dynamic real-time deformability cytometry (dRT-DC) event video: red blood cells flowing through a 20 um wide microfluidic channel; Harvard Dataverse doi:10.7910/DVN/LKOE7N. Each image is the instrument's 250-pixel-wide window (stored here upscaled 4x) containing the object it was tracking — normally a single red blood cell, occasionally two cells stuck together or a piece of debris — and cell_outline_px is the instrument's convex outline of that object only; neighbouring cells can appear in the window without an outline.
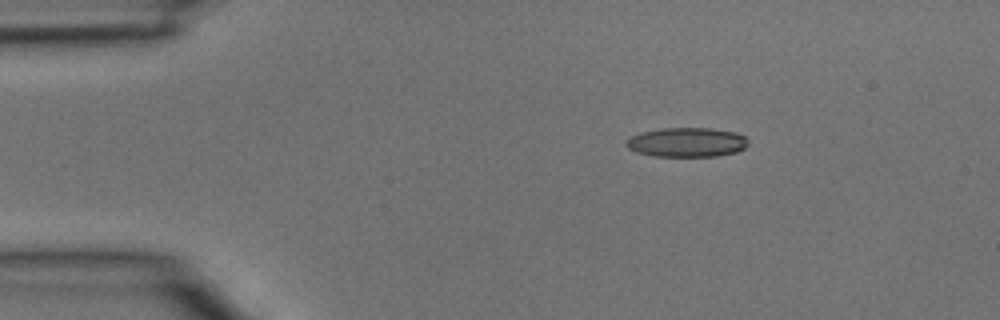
{"species": "common noctule bat (a hibernating species)", "species_latin": "Nyctalus noctula", "temperature_condition": "room temperature", "stored_images_in_passage": 3, "camera_frame_rate_fps": 3000, "um_per_image_px": 0.085, "animal": {"sex": "male", "body_mass_g": 15.6}, "frame": {"image": 1, "passage_image": 2, "time_ms": 0.333, "image_size_px": [1000, 320], "cell_outline_px": [[748, 144], [744, 148], [736, 152], [716, 156], [652, 156], [636, 152], [628, 148], [624, 144], [624, 140], [640, 132], [664, 128], [708, 128], [736, 132], [744, 136], [748, 140]], "centroid_in_image_um": [58.35, 12.09], "position_along_channel_um": 26.7, "area_um2": 20.98}}